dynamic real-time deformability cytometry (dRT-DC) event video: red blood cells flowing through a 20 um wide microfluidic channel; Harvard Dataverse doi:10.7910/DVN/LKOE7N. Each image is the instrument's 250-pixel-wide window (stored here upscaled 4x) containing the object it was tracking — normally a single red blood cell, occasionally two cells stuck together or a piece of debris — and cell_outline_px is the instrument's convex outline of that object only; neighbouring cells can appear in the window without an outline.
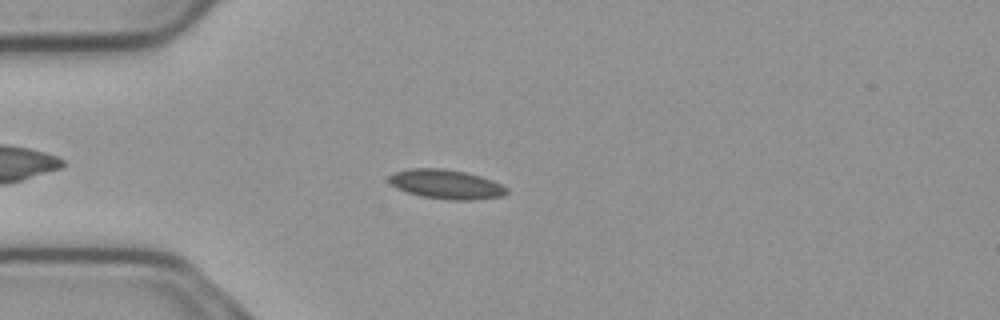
{"species": "common noctule bat (a hibernating species)", "species_latin": "Nyctalus noctula", "temperature_condition": "cold", "stored_images_in_passage": 43, "camera_frame_rate_fps": 3000, "um_per_image_px": 0.085, "animal": {"sex": "male", "body_mass_g": 23.1, "forearm_length_mm": 52.7}, "frame": {"image": 1, "passage_image": 9, "time_ms": 2.667, "image_size_px": [1000, 320], "cell_outline_px": [[508, 192], [504, 196], [472, 200], [448, 200], [420, 196], [396, 188], [388, 180], [388, 176], [392, 172], [408, 168], [444, 168], [464, 172], [480, 176], [492, 180], [508, 188]], "centroid_in_image_um": [37.9, 15.66], "position_along_channel_um": 47.1, "area_um2": 20.29}}
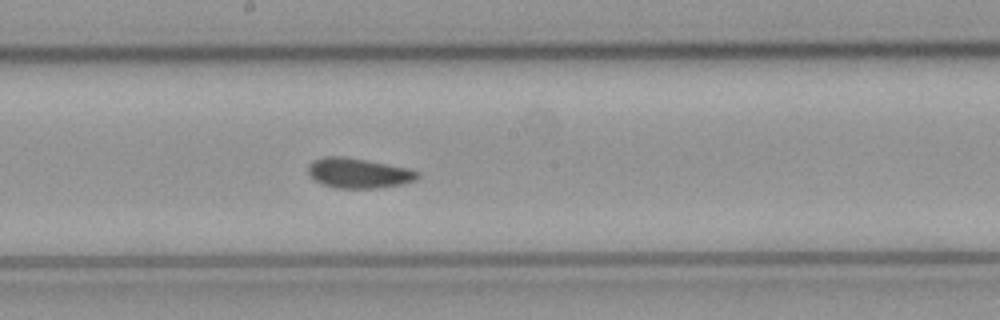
{"frame": {"image": 2, "passage_image": 24, "time_ms": 7.667, "image_size_px": [1000, 320], "cell_outline_px": [[420, 176], [416, 180], [400, 184], [376, 188], [336, 188], [324, 184], [316, 180], [308, 172], [308, 164], [312, 160], [324, 156], [344, 156], [408, 168], [420, 172]], "centroid_in_image_um": [30.47, 14.7], "position_along_channel_um": 217.7, "area_um2": 19.02}}
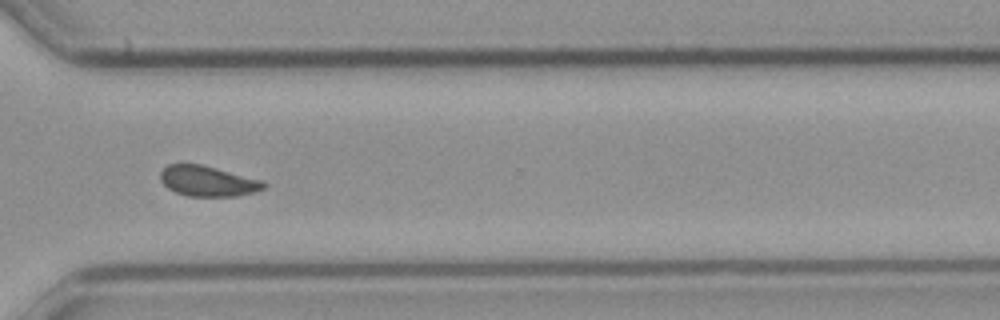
{"frame": {"image": 3, "passage_image": 35, "time_ms": 11.333, "image_size_px": [1000, 320], "cell_outline_px": [[268, 184], [264, 188], [252, 192], [236, 196], [188, 196], [176, 192], [168, 188], [160, 180], [160, 172], [168, 164], [200, 164], [264, 180]], "centroid_in_image_um": [17.67, 15.39], "position_along_channel_um": 352.9, "area_um2": 18.26}, "authors_computed_cell_mechanics": {"area_um2": 18.9006, "velocity_mm_per_s": 3.6976, "shape_relaxation_time_tau1_ms": null, "shape_relaxation_time_tau2_ms": 2.4522, "deformation_change_tau1": null, "deformation_change_tau2": 0.0507}}